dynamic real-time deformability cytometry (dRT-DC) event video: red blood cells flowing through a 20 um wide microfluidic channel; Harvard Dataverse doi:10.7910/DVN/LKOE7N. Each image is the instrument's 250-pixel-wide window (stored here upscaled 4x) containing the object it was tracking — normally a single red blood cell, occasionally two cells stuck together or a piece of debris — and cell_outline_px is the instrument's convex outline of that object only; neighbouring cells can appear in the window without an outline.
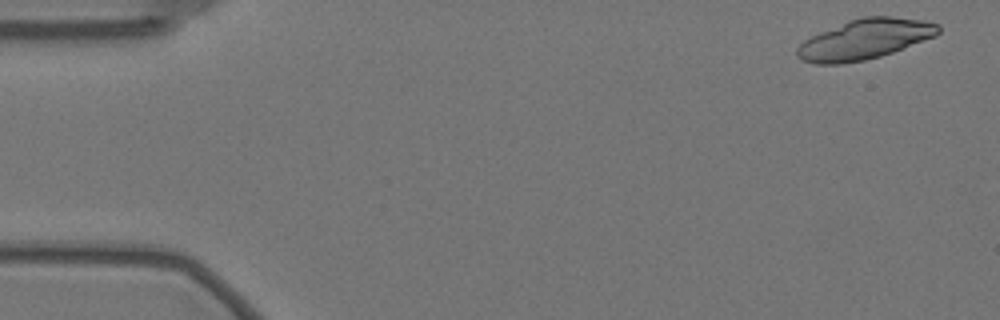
{"species": "Egyptian fruit bat (a non-hibernating species)", "species_latin": "Rousettus aegyptiacus", "temperature_condition": "warm", "stored_images_in_passage": 20, "camera_frame_rate_fps": 3000, "um_per_image_px": 0.085, "animal": {"sex": "female"}, "frame": {"image": 1, "passage_image": 3, "time_ms": 0.667, "image_size_px": [1000, 320], "cell_outline_px": [[940, 32], [936, 36], [892, 52], [880, 56], [864, 60], [840, 64], [816, 64], [800, 60], [796, 56], [796, 48], [804, 40], [820, 32], [848, 20], [864, 16], [892, 16], [920, 20], [940, 24]], "centroid_in_image_um": [73.49, 3.34], "position_along_channel_um": 11.5, "area_um2": 32.95}}